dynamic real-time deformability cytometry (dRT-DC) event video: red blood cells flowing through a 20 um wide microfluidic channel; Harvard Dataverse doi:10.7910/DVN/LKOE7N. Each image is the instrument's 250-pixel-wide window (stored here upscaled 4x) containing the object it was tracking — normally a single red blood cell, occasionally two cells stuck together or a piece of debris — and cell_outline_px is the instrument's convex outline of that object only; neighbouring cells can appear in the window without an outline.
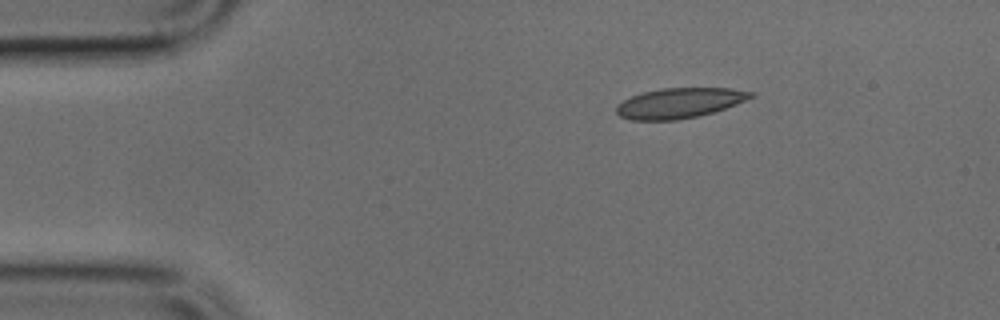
{"species": "common noctule bat (a hibernating species)", "species_latin": "Nyctalus noctula", "temperature_condition": "cold", "stored_images_in_passage": 4, "camera_frame_rate_fps": 3000, "um_per_image_px": 0.085, "animal": {"sex": "male", "body_mass_g": 17.9, "forearm_length_mm": 54.2}, "frame": {"image": 1, "passage_image": 1, "time_ms": 0.0, "image_size_px": [1000, 320], "cell_outline_px": [[756, 96], [736, 104], [712, 112], [696, 116], [676, 120], [632, 120], [620, 116], [616, 112], [616, 108], [624, 100], [632, 96], [644, 92], [664, 88], [728, 88], [752, 92]], "centroid_in_image_um": [57.76, 8.75], "position_along_channel_um": 27.2, "area_um2": 23.24}}
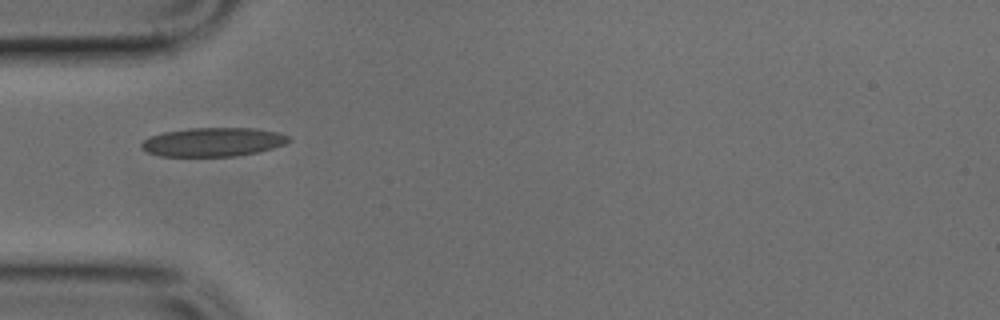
{"frame": {"image": 2, "passage_image": 3, "time_ms": 0.667, "image_size_px": [1000, 320], "cell_outline_px": [[292, 140], [284, 144], [260, 152], [236, 156], [160, 156], [148, 152], [140, 148], [140, 144], [144, 140], [152, 136], [164, 132], [188, 128], [256, 128], [276, 132], [288, 136]], "centroid_in_image_um": [18.11, 12.07], "position_along_channel_um": 66.9, "area_um2": 24.74}}